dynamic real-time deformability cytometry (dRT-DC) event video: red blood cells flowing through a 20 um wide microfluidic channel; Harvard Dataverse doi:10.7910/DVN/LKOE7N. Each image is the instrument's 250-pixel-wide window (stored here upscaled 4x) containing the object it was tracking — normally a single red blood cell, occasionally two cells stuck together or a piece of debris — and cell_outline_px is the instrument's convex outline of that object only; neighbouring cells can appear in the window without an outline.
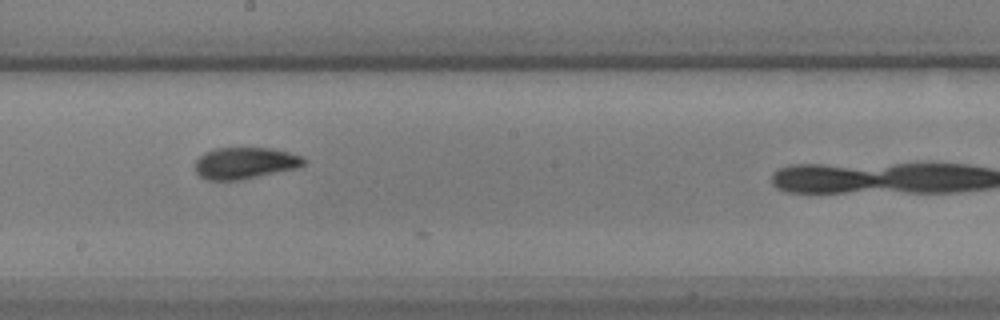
{"species": "common noctule bat (a hibernating species)", "species_latin": "Nyctalus noctula", "temperature_condition": "warm", "stored_images_in_passage": 15, "camera_frame_rate_fps": 3000, "um_per_image_px": 0.085, "animal": {"sex": "male", "body_mass_g": 17.9, "forearm_length_mm": 54.2}, "frame": {"image": 1, "passage_image": 11, "time_ms": 3.333, "image_size_px": [1000, 320], "cell_outline_px": [[308, 160], [300, 168], [240, 180], [208, 180], [200, 176], [196, 172], [196, 160], [204, 152], [216, 148], [272, 148], [304, 156]], "centroid_in_image_um": [20.88, 13.86], "position_along_channel_um": 227.3, "area_um2": 20.23}}
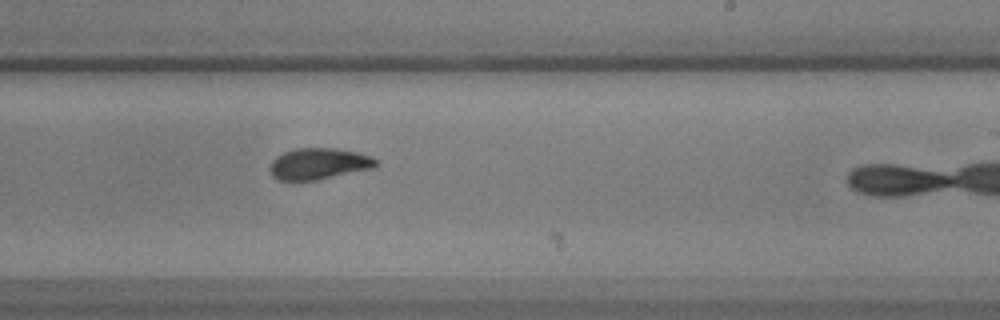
{"frame": {"image": 2, "passage_image": 14, "time_ms": 4.333, "image_size_px": [1000, 320], "cell_outline_px": [[376, 168], [316, 180], [276, 180], [272, 176], [268, 168], [272, 160], [276, 156], [284, 152], [296, 148], [336, 148], [356, 152], [372, 156], [376, 160]], "centroid_in_image_um": [27.08, 13.92], "position_along_channel_um": 261.9, "area_um2": 19.54}}